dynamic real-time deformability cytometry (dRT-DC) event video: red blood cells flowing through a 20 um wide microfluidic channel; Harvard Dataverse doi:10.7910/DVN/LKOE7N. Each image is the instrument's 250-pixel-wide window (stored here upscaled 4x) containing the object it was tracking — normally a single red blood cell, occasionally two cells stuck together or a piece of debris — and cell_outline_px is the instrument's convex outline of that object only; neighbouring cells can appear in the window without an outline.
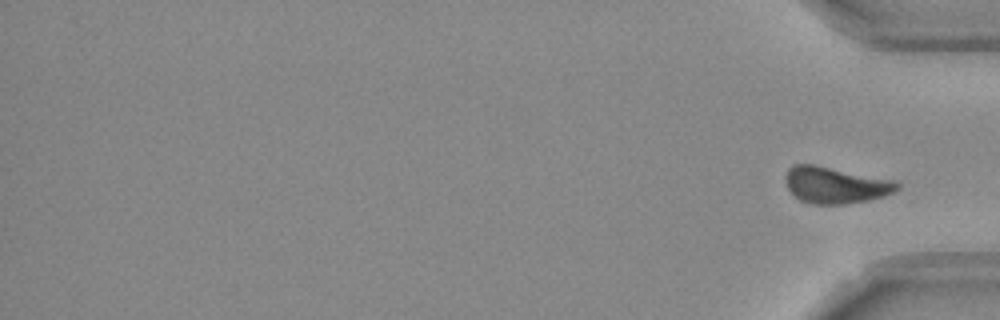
{"species": "Egyptian fruit bat (a non-hibernating species)", "species_latin": "Rousettus aegyptiacus", "temperature_condition": "room temperature", "stored_images_in_passage": 15, "camera_frame_rate_fps": 3000, "um_per_image_px": 0.085, "frame": {"image": 1, "passage_image": 15, "time_ms": 4.667, "image_size_px": [1000, 320], "cell_outline_px": [[900, 188], [884, 196], [868, 200], [840, 204], [812, 204], [800, 200], [788, 188], [784, 180], [784, 176], [788, 168], [792, 164], [812, 164], [896, 180], [900, 184]], "centroid_in_image_um": [71.0, 15.72], "position_along_channel_um": 364.2, "area_um2": 23.76}}